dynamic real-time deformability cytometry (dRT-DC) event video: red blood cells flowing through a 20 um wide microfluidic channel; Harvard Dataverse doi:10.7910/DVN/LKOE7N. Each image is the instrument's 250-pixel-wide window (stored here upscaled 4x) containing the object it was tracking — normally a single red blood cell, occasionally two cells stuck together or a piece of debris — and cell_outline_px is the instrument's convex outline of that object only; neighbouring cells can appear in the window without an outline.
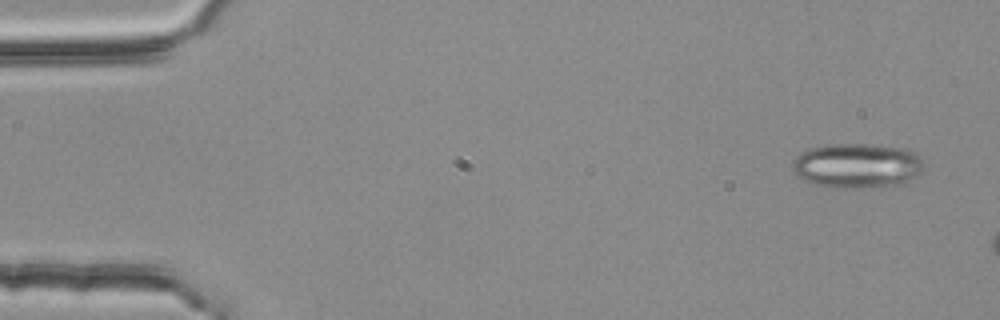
{"species": "common noctule bat (a hibernating species)", "species_latin": "Nyctalus noctula", "temperature_condition": "room temperature", "stored_images_in_passage": 2, "camera_frame_rate_fps": 3000, "um_per_image_px": 0.085, "animal": {"sex": "female", "body_mass_g": 25.1}, "frame": {"image": 1, "passage_image": 1, "time_ms": 0.0, "image_size_px": [1000, 320], "cell_outline_px": [[924, 168], [908, 184], [860, 188], [836, 188], [816, 184], [804, 180], [796, 176], [792, 172], [792, 160], [796, 156], [808, 148], [828, 144], [876, 144], [908, 148], [916, 152], [920, 156], [924, 164]], "centroid_in_image_um": [72.89, 14.07], "position_along_channel_um": 12.1, "area_um2": 35.14}}